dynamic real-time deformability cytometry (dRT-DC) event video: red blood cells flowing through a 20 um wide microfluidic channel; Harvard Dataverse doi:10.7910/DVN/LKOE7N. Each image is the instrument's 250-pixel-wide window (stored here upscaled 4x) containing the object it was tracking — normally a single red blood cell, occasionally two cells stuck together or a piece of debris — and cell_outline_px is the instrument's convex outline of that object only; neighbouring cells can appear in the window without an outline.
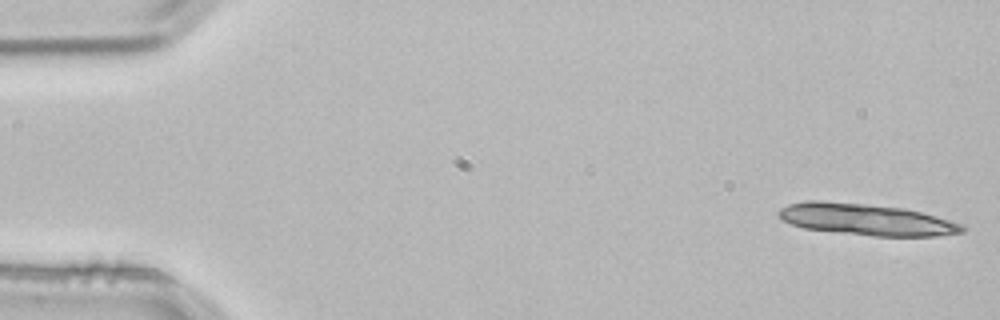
{"species": "common noctule bat (a hibernating species)", "species_latin": "Nyctalus noctula", "temperature_condition": "room temperature", "stored_images_in_passage": 4, "camera_frame_rate_fps": 3000, "um_per_image_px": 0.085, "animal": {"sex": "male", "body_mass_g": 21.5, "forearm_length_mm": 52.0}, "frame": {"image": 1, "passage_image": 1, "time_ms": 0.0, "image_size_px": [1000, 320], "cell_outline_px": [[968, 228], [964, 232], [936, 236], [872, 236], [804, 228], [780, 220], [776, 212], [780, 208], [788, 204], [804, 200], [820, 200], [864, 204], [904, 208], [936, 216], [964, 224]], "centroid_in_image_um": [73.62, 18.65], "position_along_channel_um": 11.4, "area_um2": 33.93}}
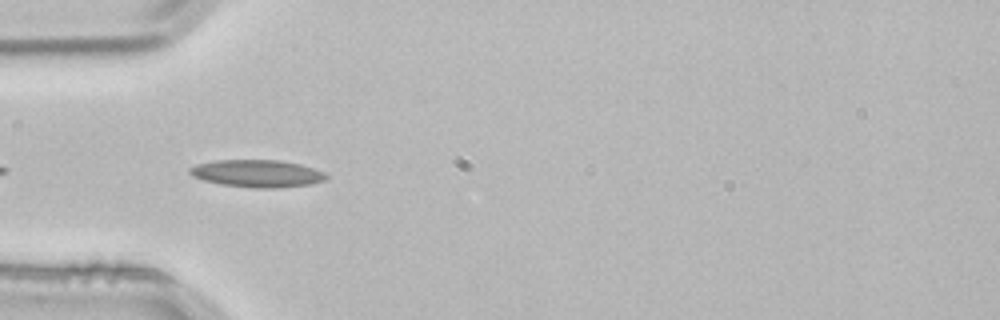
{"frame": {"image": 2, "passage_image": 4, "time_ms": 1.0, "image_size_px": [1000, 320], "cell_outline_px": [[328, 180], [308, 184], [276, 188], [256, 188], [220, 184], [204, 180], [192, 176], [188, 172], [188, 168], [196, 164], [216, 160], [280, 160], [300, 164], [324, 172], [328, 176]], "centroid_in_image_um": [21.85, 14.74], "position_along_channel_um": 63.2, "area_um2": 21.79}}